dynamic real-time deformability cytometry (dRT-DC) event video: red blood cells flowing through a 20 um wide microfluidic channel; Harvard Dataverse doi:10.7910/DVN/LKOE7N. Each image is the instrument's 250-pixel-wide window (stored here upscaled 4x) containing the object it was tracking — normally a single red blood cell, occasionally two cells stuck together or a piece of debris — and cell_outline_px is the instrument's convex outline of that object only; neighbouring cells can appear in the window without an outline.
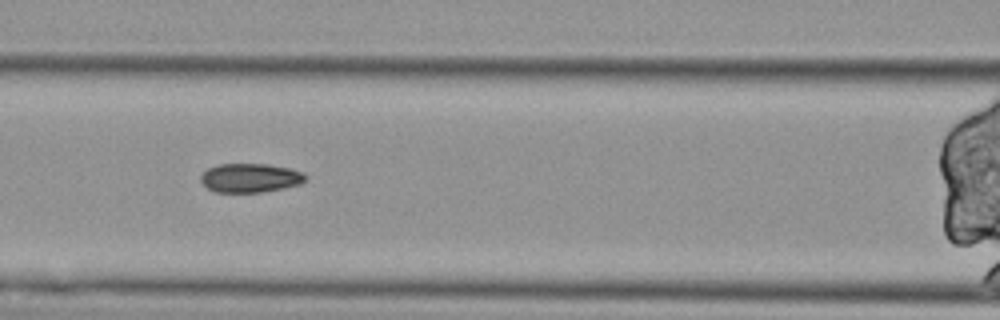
{"species": "Egyptian fruit bat (a non-hibernating species)", "species_latin": "Rousettus aegyptiacus", "temperature_condition": "cold", "stored_images_in_passage": 54, "segment_of_instrument_passage": [2, 2], "camera_frame_rate_fps": 3000, "um_per_image_px": 0.085, "animal": {"sex": "female"}, "frame": {"image": 1, "passage_image": 22, "time_ms": 7.0, "image_size_px": [1000, 320], "cell_outline_px": [[308, 176], [300, 184], [284, 188], [264, 192], [212, 192], [200, 180], [200, 176], [208, 168], [216, 164], [268, 164], [288, 168], [304, 172]], "centroid_in_image_um": [21.27, 15.12], "position_along_channel_um": 145.3, "area_um2": 17.8}}
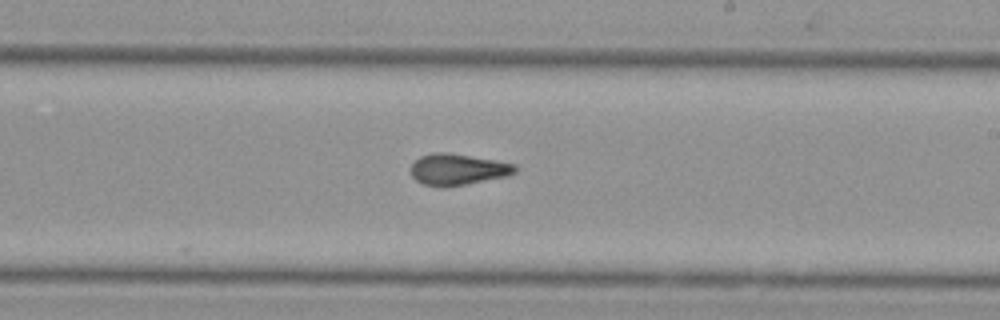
{"frame": {"image": 2, "passage_image": 31, "time_ms": 10.0, "image_size_px": [1000, 320], "cell_outline_px": [[516, 172], [508, 176], [444, 188], [424, 184], [416, 180], [412, 176], [408, 168], [420, 156], [432, 152], [448, 152], [496, 160], [516, 164]], "centroid_in_image_um": [38.88, 14.4], "position_along_channel_um": 250.1, "area_um2": 19.25}}
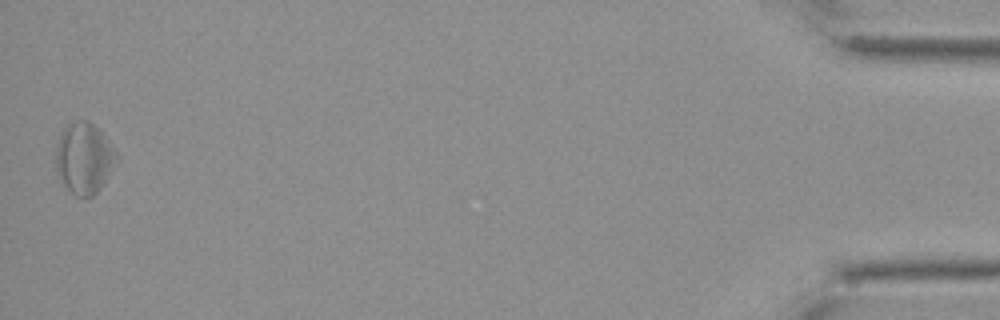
{"frame": {"image": 3, "passage_image": 54, "time_ms": 17.667, "image_size_px": [1000, 320], "cell_outline_px": [[120, 160], [100, 188], [92, 196], [76, 196], [60, 180], [56, 172], [56, 140], [60, 132], [68, 124], [80, 120], [88, 120], [104, 136], [120, 156]], "centroid_in_image_um": [7.15, 13.44], "position_along_channel_um": 428.0, "area_um2": 25.2}}